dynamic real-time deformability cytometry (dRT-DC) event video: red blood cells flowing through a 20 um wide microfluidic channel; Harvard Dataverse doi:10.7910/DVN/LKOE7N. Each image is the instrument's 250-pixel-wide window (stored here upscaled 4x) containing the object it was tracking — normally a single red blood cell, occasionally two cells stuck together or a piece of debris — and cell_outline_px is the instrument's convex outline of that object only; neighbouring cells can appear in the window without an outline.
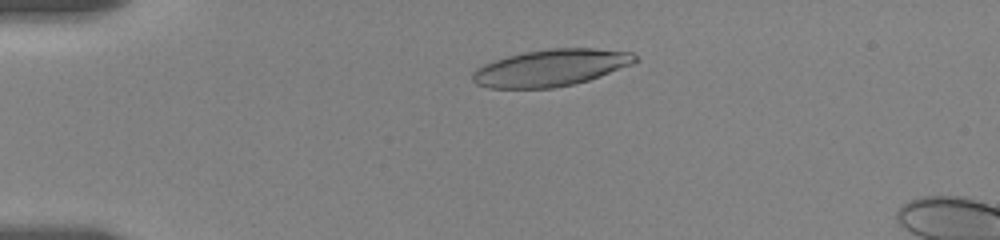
{"species": "human", "species_latin": "Homo sapiens", "temperature_condition": "room temperature", "stored_images_in_passage": 56, "camera_frame_rate_fps": 3000, "um_per_image_px": 0.085, "donor": {"sex": "female"}, "frame": {"image": 1, "passage_image": 12, "time_ms": 3.667, "image_size_px": [1000, 240], "cell_outline_px": [[640, 60], [632, 64], [600, 76], [588, 80], [572, 84], [552, 88], [488, 88], [476, 84], [472, 80], [472, 72], [476, 68], [484, 64], [508, 56], [524, 52], [552, 48], [596, 48], [632, 52]], "centroid_in_image_um": [46.83, 5.76], "position_along_channel_um": 38.2, "area_um2": 34.85}}
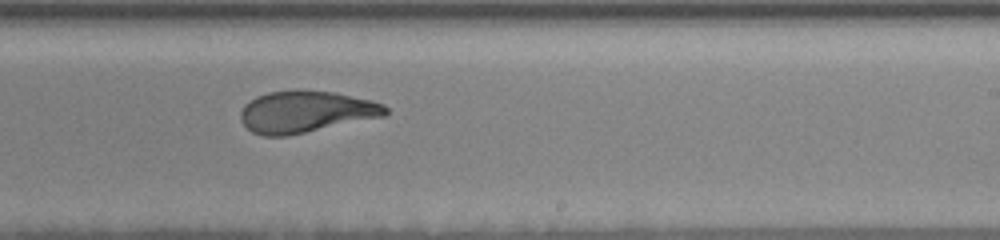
{"frame": {"image": 2, "passage_image": 35, "time_ms": 11.333, "image_size_px": [1000, 240], "cell_outline_px": [[388, 112], [384, 116], [288, 136], [264, 136], [252, 132], [240, 120], [240, 112], [244, 104], [256, 96], [268, 92], [296, 88], [332, 92], [372, 100], [384, 104], [388, 108]], "centroid_in_image_um": [25.97, 9.48], "position_along_channel_um": 263.0, "area_um2": 35.6}}
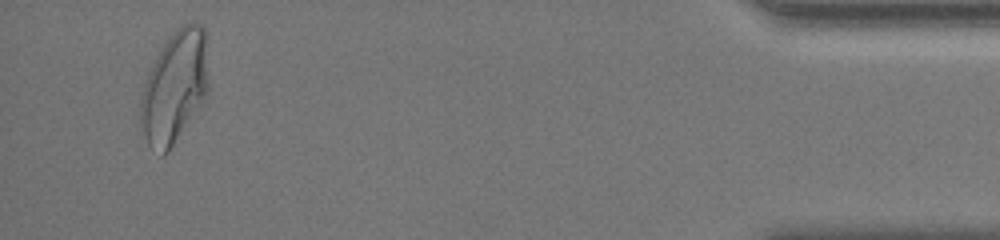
{"frame": {"image": 3, "passage_image": 54, "time_ms": 17.667, "image_size_px": [1000, 240], "cell_outline_px": [[208, 96], [168, 152], [164, 156], [160, 156], [148, 144], [140, 120], [140, 100], [144, 84], [148, 72], [164, 40], [168, 36], [184, 24], [192, 20], [196, 20], [204, 28], [208, 84]], "centroid_in_image_um": [14.84, 7.39], "position_along_channel_um": 420.4, "area_um2": 44.62}, "authors_computed_cell_mechanics": {"area_um2": 35.6048, "velocity_mm_per_s": 3.5012, "shape_relaxation_time_tau1_ms": 6.0365, "shape_relaxation_time_tau2_ms": 1.1042, "deformation_change_tau1": 0.2342, "deformation_change_tau2": 0.0879}}